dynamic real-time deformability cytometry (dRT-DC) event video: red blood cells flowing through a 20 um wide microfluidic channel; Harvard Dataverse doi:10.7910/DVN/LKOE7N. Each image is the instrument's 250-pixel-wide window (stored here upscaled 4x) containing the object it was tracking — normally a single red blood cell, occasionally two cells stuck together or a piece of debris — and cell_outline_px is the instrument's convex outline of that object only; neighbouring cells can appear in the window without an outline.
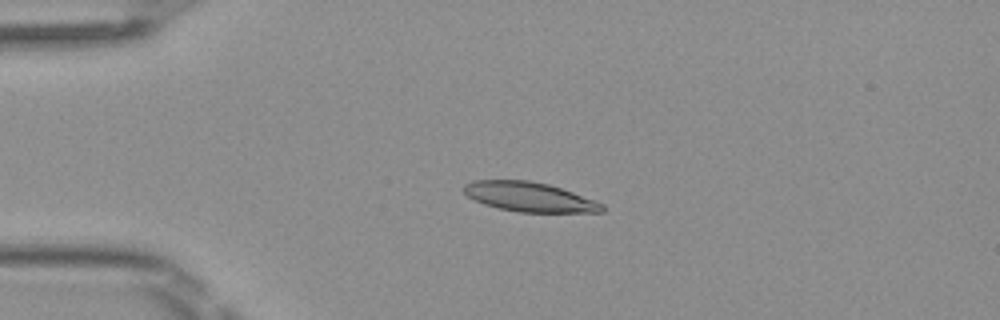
{"species": "Egyptian fruit bat (a non-hibernating species)", "species_latin": "Rousettus aegyptiacus", "temperature_condition": "room temperature", "stored_images_in_passage": 42, "camera_frame_rate_fps": 3000, "um_per_image_px": 0.085, "frame": {"image": 1, "passage_image": 11, "time_ms": 3.333, "image_size_px": [1000, 320], "cell_outline_px": [[604, 212], [520, 212], [496, 208], [484, 204], [468, 196], [464, 192], [464, 184], [472, 180], [528, 180], [548, 184], [596, 200], [604, 204]], "centroid_in_image_um": [45.0, 16.74], "position_along_channel_um": 40.0, "area_um2": 23.76}}
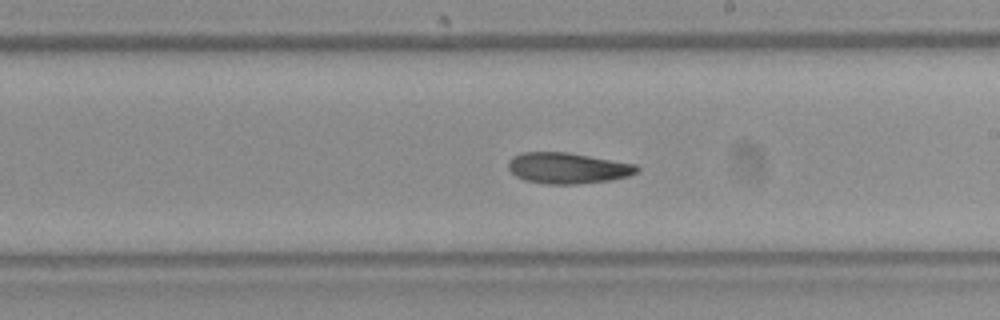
{"frame": {"image": 2, "passage_image": 28, "time_ms": 9.0, "image_size_px": [1000, 320], "cell_outline_px": [[640, 168], [636, 172], [628, 176], [608, 180], [576, 184], [544, 184], [524, 180], [516, 176], [508, 168], [508, 160], [512, 156], [520, 152], [568, 152], [636, 164]], "centroid_in_image_um": [48.21, 14.28], "position_along_channel_um": 240.8, "area_um2": 23.24}}
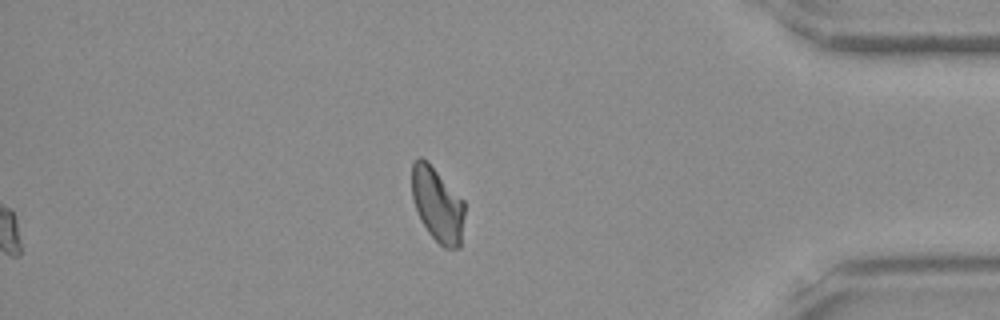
{"frame": {"image": 3, "passage_image": 42, "time_ms": 13.667, "image_size_px": [1000, 320], "cell_outline_px": [[464, 216], [460, 248], [444, 248], [428, 232], [412, 200], [412, 164], [416, 156], [420, 156], [428, 160], [464, 200]], "centroid_in_image_um": [37.18, 17.34], "position_along_channel_um": 398.0, "area_um2": 23.0}}